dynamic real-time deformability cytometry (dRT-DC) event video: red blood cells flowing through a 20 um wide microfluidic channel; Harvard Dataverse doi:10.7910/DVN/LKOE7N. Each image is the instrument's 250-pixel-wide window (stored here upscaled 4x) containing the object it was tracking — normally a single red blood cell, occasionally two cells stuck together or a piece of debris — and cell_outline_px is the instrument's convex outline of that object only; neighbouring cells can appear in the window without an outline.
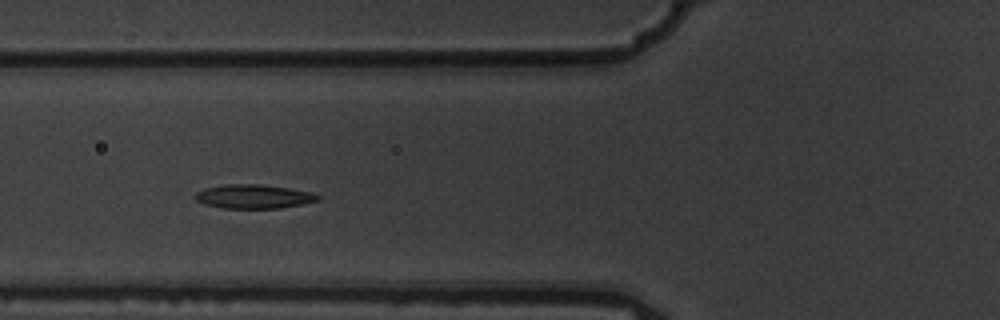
{"species": "common noctule bat (a hibernating species)", "species_latin": "Nyctalus noctula", "temperature_condition": "warm", "stored_images_in_passage": 4, "camera_frame_rate_fps": 3000, "um_per_image_px": 0.085, "animal": {"sex": "male", "body_mass_g": 19.5, "forearm_length_mm": 54.6}, "frame": {"image": 1, "passage_image": 4, "time_ms": 1.0, "image_size_px": [1000, 320], "cell_outline_px": [[320, 200], [280, 208], [224, 208], [204, 204], [196, 200], [196, 192], [204, 188], [224, 184], [260, 184], [288, 188], [312, 192], [320, 196]], "centroid_in_image_um": [21.55, 16.69], "position_along_channel_um": 104.2, "area_um2": 17.05}}